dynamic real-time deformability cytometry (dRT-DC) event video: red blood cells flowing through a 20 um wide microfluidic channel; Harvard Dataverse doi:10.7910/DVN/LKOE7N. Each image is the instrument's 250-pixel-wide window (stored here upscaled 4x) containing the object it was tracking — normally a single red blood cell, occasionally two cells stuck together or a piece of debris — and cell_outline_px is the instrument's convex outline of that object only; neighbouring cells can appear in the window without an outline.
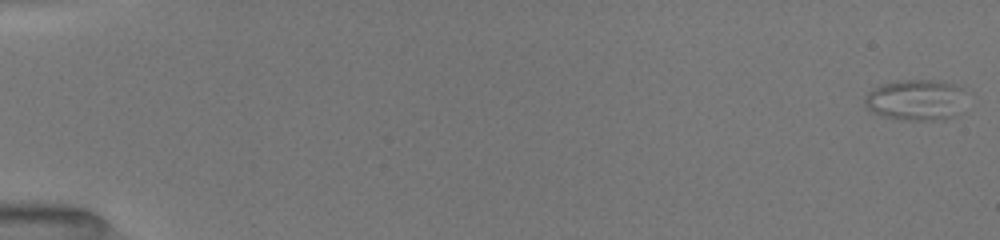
{"species": "common noctule bat (a hibernating species)", "species_latin": "Nyctalus noctula", "temperature_condition": "room temperature", "stored_images_in_passage": 31, "camera_frame_rate_fps": 3000, "um_per_image_px": 0.085, "animal": {"sex": "female", "body_mass_g": 19.5, "forearm_length_mm": 54.1}, "frame": {"image": 1, "passage_image": 1, "time_ms": 0.0, "image_size_px": [1000, 240], "cell_outline_px": [[964, 88], [952, 116], [944, 120], [916, 120], [888, 116], [872, 112], [864, 104], [864, 100], [868, 92], [872, 88], [880, 84], [896, 80], [932, 80], [952, 84]], "centroid_in_image_um": [77.73, 8.46], "position_along_channel_um": 7.3, "area_um2": 23.29}}
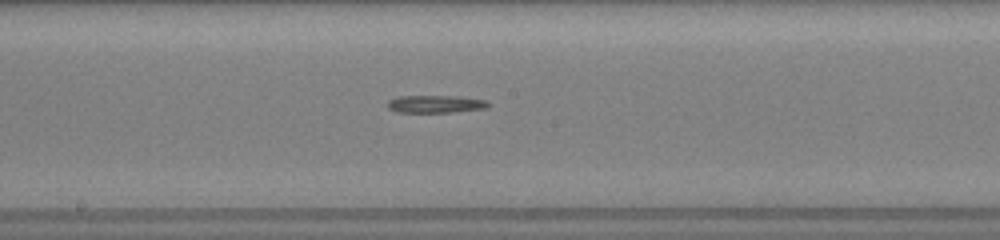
{"frame": {"image": 2, "passage_image": 20, "time_ms": 9.667, "image_size_px": [1000, 240], "cell_outline_px": [[488, 104], [484, 108], [448, 112], [400, 112], [388, 108], [388, 100], [400, 96], [452, 96], [488, 100]], "centroid_in_image_um": [36.98, 8.83], "position_along_channel_um": 211.2, "area_um2": 10.0}}
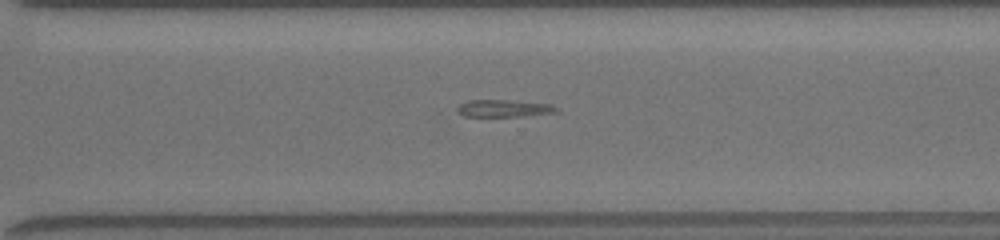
{"frame": {"image": 3, "passage_image": 27, "time_ms": 12.667, "image_size_px": [1000, 240], "cell_outline_px": [[560, 112], [524, 116], [464, 116], [456, 112], [456, 108], [460, 104], [468, 100], [500, 100], [552, 104], [560, 108]], "centroid_in_image_um": [42.86, 9.21], "position_along_channel_um": 327.7, "area_um2": 10.0}}